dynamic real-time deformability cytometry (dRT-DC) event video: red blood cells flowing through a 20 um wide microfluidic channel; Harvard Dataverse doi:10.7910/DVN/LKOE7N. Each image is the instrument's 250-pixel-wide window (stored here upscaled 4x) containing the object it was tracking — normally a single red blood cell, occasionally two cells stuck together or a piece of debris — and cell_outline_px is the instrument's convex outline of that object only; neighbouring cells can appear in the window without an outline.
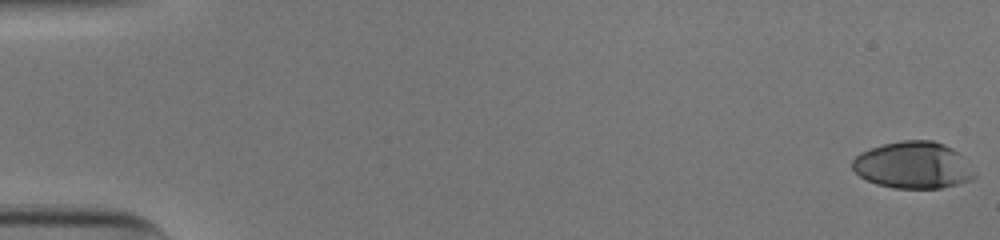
{"species": "human", "species_latin": "Homo sapiens", "temperature_condition": "cold", "stored_images_in_passage": 53, "camera_frame_rate_fps": 3000, "um_per_image_px": 0.085, "donor": {"sex": "male"}, "frame": {"image": 1, "passage_image": 1, "time_ms": 0.0, "image_size_px": [1000, 240], "cell_outline_px": [[976, 176], [972, 180], [940, 188], [896, 188], [876, 184], [860, 176], [852, 168], [852, 160], [860, 152], [884, 144], [900, 140], [932, 140], [944, 144], [952, 148], [976, 172]], "centroid_in_image_um": [77.61, 14.04], "position_along_channel_um": 7.4, "area_um2": 33.12}}
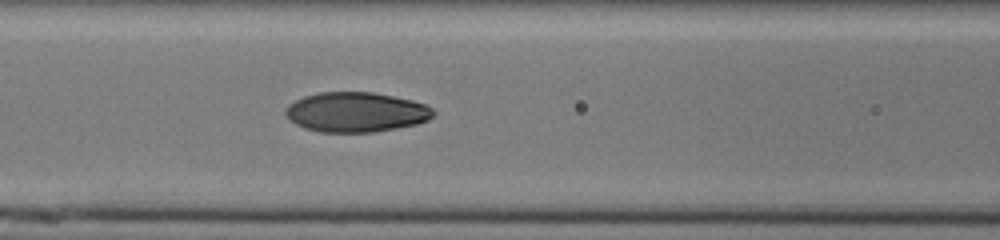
{"frame": {"image": 2, "passage_image": 24, "time_ms": 7.667, "image_size_px": [1000, 240], "cell_outline_px": [[436, 112], [428, 120], [416, 124], [396, 128], [372, 132], [320, 132], [304, 128], [288, 120], [284, 112], [284, 108], [288, 104], [304, 96], [320, 92], [372, 92], [412, 100], [428, 104]], "centroid_in_image_um": [30.24, 9.53], "position_along_channel_um": 136.4, "area_um2": 34.51}}
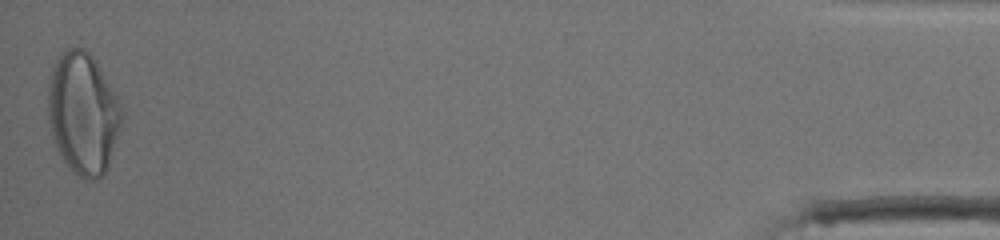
{"frame": {"image": 3, "passage_image": 53, "time_ms": 17.333, "image_size_px": [1000, 240], "cell_outline_px": [[124, 116], [108, 168], [104, 176], [92, 180], [84, 180], [64, 160], [52, 136], [48, 120], [48, 76], [56, 60], [68, 48], [84, 48], [96, 60], [120, 96], [124, 112]], "centroid_in_image_um": [7.11, 9.6], "position_along_channel_um": 428.1, "area_um2": 52.94}, "authors_computed_cell_mechanics": {"area_um2": 34.3332, "velocity_mm_per_s": 3.9137, "shape_relaxation_time_tau1_ms": 6.4054, "shape_relaxation_time_tau2_ms": 0.9799, "deformation_change_tau1": 0.2518, "deformation_change_tau2": 0.0478}}